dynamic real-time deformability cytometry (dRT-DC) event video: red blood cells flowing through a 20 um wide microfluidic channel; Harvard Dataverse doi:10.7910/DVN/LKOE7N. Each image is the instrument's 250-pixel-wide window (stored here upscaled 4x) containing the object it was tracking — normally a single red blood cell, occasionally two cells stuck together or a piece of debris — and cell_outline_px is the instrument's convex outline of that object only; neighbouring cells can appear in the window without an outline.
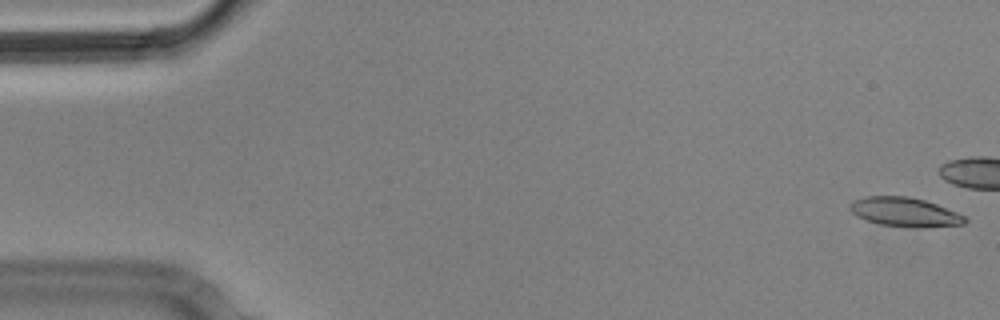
{"species": "Egyptian fruit bat (a non-hibernating species)", "species_latin": "Rousettus aegyptiacus", "temperature_condition": "cold", "stored_images_in_passage": 11, "camera_frame_rate_fps": 3000, "um_per_image_px": 0.085, "animal": {"sex": "male"}, "frame": {"image": 1, "passage_image": 1, "time_ms": 0.0, "image_size_px": [1000, 320], "cell_outline_px": [[968, 220], [964, 224], [920, 228], [908, 228], [880, 224], [856, 216], [848, 208], [848, 204], [852, 200], [868, 196], [908, 196], [924, 200], [936, 204], [956, 212], [964, 216]], "centroid_in_image_um": [76.88, 18.03], "position_along_channel_um": 8.1, "area_um2": 19.65}}